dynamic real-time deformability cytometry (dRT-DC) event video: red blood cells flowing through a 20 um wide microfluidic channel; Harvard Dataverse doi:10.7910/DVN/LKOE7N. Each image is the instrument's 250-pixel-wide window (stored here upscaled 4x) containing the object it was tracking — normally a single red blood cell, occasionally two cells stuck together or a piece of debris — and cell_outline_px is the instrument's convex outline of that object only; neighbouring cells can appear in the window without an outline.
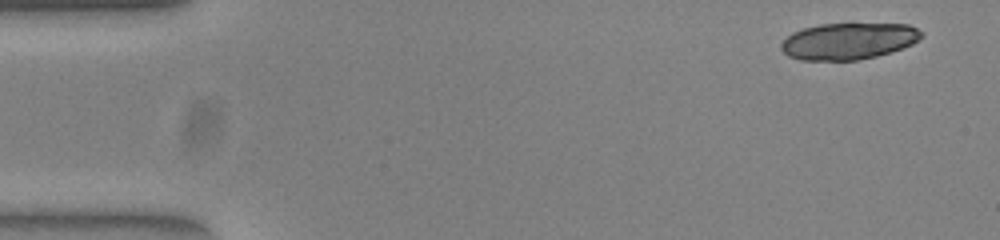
{"species": "common noctule bat (a hibernating species)", "species_latin": "Nyctalus noctula", "temperature_condition": "warm", "stored_images_in_passage": 50, "camera_frame_rate_fps": 3000, "um_per_image_px": 0.085, "animal": {"sex": "female", "body_mass_g": 23.0, "forearm_length_mm": 53.4}, "frame": {"image": 1, "passage_image": 1, "time_ms": 0.0, "image_size_px": [1000, 240], "cell_outline_px": [[924, 36], [912, 44], [892, 52], [876, 56], [856, 60], [800, 60], [788, 56], [780, 48], [780, 44], [792, 32], [804, 28], [820, 24], [908, 24], [924, 32]], "centroid_in_image_um": [72.13, 3.49], "position_along_channel_um": 12.9, "area_um2": 29.94}, "authors_computed_cell_mechanics": {"area_um2": 26.5013, "velocity_mm_per_s": 3.8861, "shape_relaxation_time_tau1_ms": 6.1408, "shape_relaxation_time_tau2_ms": 2.1412, "deformation_change_tau1": 0.201, "deformation_change_tau2": 0.074}}